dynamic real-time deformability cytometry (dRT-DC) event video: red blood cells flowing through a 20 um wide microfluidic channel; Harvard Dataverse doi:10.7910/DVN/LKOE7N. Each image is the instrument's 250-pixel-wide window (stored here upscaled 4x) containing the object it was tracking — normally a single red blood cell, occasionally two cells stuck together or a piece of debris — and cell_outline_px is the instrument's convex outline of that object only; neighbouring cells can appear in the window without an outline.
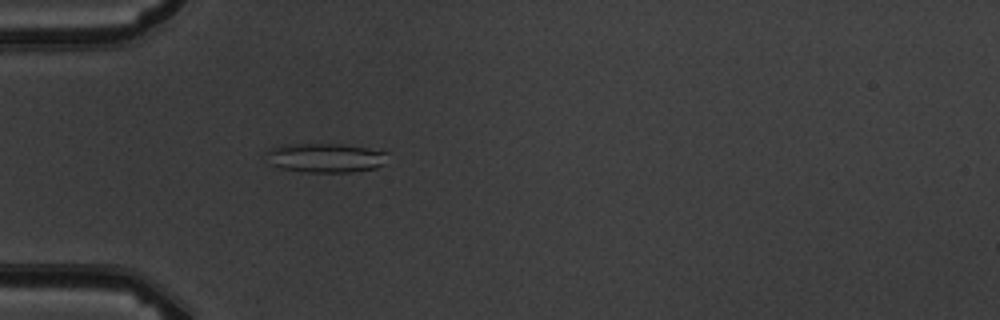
{"species": "common noctule bat (a hibernating species)", "species_latin": "Nyctalus noctula", "temperature_condition": "warm", "stored_images_in_passage": 1, "camera_frame_rate_fps": 3000, "um_per_image_px": 0.085, "animal": {"sex": "male", "body_mass_g": 19.5, "forearm_length_mm": 54.6}, "frame": {"image": 1, "passage_image": 1, "time_ms": 0.0, "image_size_px": [1000, 320], "cell_outline_px": [[388, 152], [380, 164], [376, 168], [352, 172], [304, 172], [280, 168], [268, 164], [264, 152], [272, 148], [288, 144], [340, 144]], "centroid_in_image_um": [27.55, 13.42], "position_along_channel_um": 57.4, "area_um2": 20.52}}